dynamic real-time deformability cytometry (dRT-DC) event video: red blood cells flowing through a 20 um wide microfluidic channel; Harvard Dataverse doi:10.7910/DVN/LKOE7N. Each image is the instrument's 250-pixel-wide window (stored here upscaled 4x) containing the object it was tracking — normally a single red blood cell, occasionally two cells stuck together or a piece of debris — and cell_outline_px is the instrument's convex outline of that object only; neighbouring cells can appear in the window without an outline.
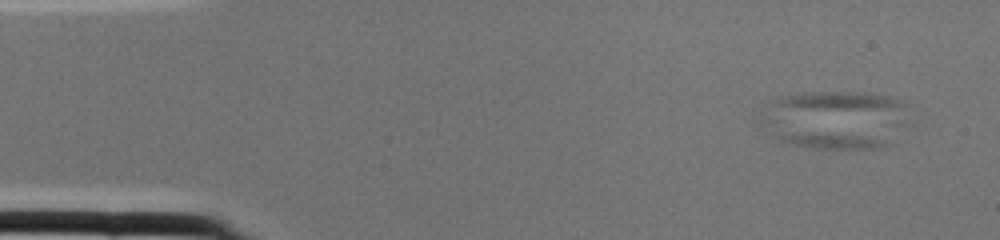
{"species": "common noctule bat (a hibernating species)", "species_latin": "Nyctalus noctula", "temperature_condition": "cold", "stored_images_in_passage": 2, "camera_frame_rate_fps": 3000, "um_per_image_px": 0.085, "animal": {"sex": "female", "body_mass_g": 22.0, "forearm_length_mm": 56.7}, "frame": {"image": 1, "passage_image": 1, "time_ms": 0.0, "image_size_px": [1000, 240], "cell_outline_px": [[904, 104], [884, 144], [880, 148], [804, 148], [788, 144], [776, 140], [756, 124], [752, 120], [768, 100], [776, 96], [800, 92], [864, 92], [888, 96], [900, 100]], "centroid_in_image_um": [70.55, 10.14], "position_along_channel_um": 14.5, "area_um2": 50.23}}